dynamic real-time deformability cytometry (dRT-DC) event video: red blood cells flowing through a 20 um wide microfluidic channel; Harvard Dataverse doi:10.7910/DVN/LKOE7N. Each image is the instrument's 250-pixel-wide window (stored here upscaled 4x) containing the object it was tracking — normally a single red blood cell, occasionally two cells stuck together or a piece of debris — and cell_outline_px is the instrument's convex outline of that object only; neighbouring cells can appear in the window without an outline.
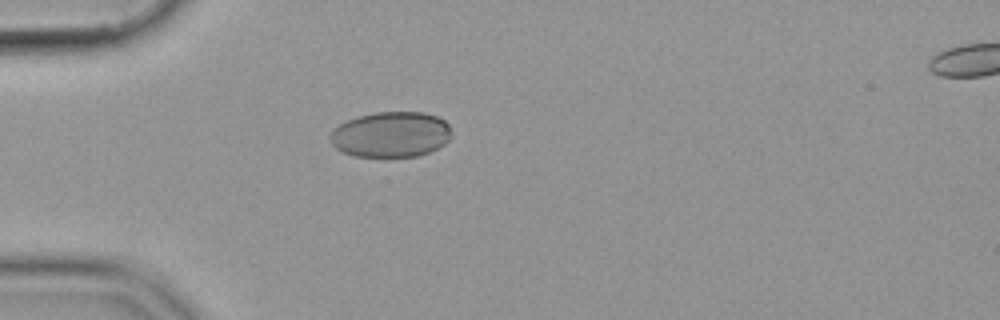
{"species": "common noctule bat (a hibernating species)", "species_latin": "Nyctalus noctula", "temperature_condition": "cold", "stored_images_in_passage": 40, "camera_frame_rate_fps": 3000, "um_per_image_px": 0.085, "animal": {"sex": "female", "body_mass_g": 19.9}, "frame": {"image": 1, "passage_image": 1, "time_ms": 0.0, "image_size_px": [1000, 320], "cell_outline_px": [[452, 136], [444, 144], [428, 152], [416, 156], [356, 156], [344, 152], [336, 148], [332, 144], [328, 136], [328, 132], [332, 128], [348, 120], [360, 116], [376, 112], [424, 112], [436, 116], [444, 120], [448, 124]], "centroid_in_image_um": [33.2, 11.42], "position_along_channel_um": 51.8, "area_um2": 32.14}}
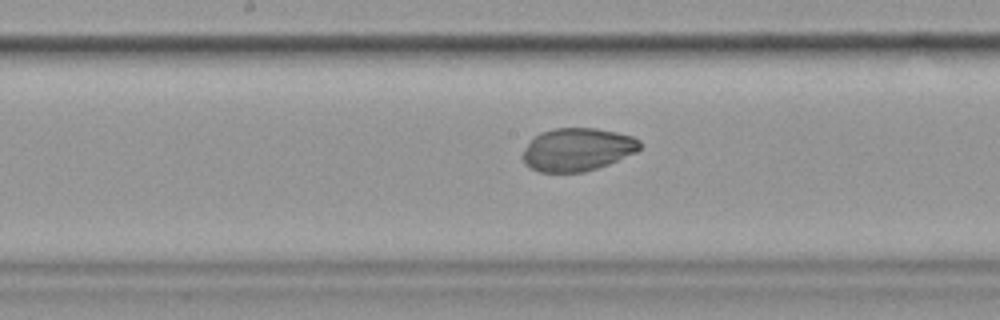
{"frame": {"image": 2, "passage_image": 14, "time_ms": 4.333, "image_size_px": [1000, 320], "cell_outline_px": [[640, 148], [636, 152], [608, 164], [584, 172], [540, 172], [524, 164], [524, 148], [540, 132], [552, 128], [596, 128], [616, 132], [632, 136], [640, 140]], "centroid_in_image_um": [49.08, 12.7], "position_along_channel_um": 199.1, "area_um2": 29.13}}
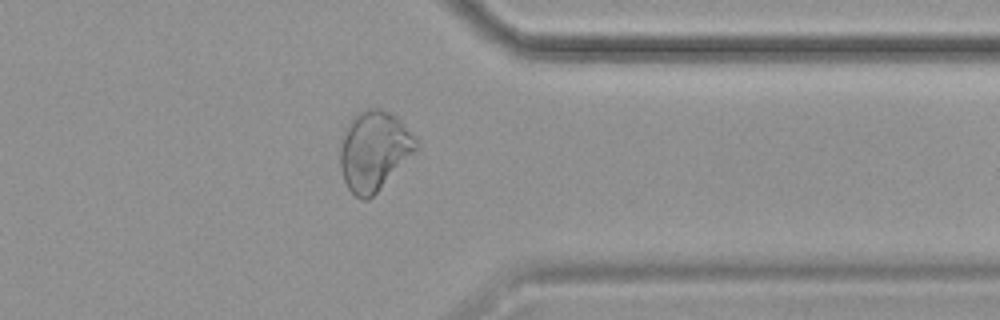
{"frame": {"image": 3, "passage_image": 29, "time_ms": 9.333, "image_size_px": [1000, 320], "cell_outline_px": [[420, 144], [376, 192], [368, 200], [360, 200], [348, 188], [344, 180], [340, 168], [340, 148], [344, 128], [348, 120], [356, 112], [368, 108], [380, 108], [396, 116], [416, 136]], "centroid_in_image_um": [31.75, 12.76], "position_along_channel_um": 379.6, "area_um2": 35.08}}